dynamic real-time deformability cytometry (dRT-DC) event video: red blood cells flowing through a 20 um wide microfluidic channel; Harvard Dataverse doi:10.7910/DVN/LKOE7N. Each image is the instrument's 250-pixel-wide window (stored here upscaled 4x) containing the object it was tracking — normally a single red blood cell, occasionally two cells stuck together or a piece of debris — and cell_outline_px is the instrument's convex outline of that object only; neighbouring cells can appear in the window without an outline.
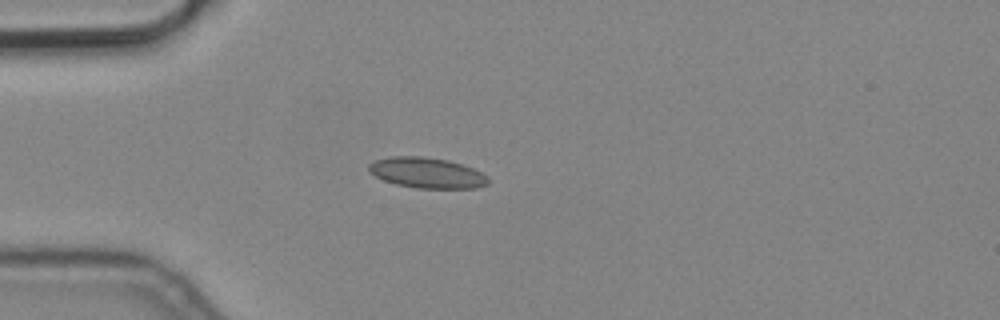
{"species": "common noctule bat (a hibernating species)", "species_latin": "Nyctalus noctula", "temperature_condition": "cold", "stored_images_in_passage": 3, "camera_frame_rate_fps": 3000, "um_per_image_px": 0.085, "animal": {"sex": "male", "body_mass_g": 19.2, "forearm_length_mm": 51.8}, "frame": {"image": 1, "passage_image": 3, "time_ms": 0.667, "image_size_px": [1000, 320], "cell_outline_px": [[488, 184], [476, 188], [416, 188], [396, 184], [384, 180], [368, 172], [368, 164], [376, 160], [388, 156], [424, 156], [448, 160], [472, 168], [488, 176]], "centroid_in_image_um": [36.26, 14.68], "position_along_channel_um": 48.7, "area_um2": 21.27}}